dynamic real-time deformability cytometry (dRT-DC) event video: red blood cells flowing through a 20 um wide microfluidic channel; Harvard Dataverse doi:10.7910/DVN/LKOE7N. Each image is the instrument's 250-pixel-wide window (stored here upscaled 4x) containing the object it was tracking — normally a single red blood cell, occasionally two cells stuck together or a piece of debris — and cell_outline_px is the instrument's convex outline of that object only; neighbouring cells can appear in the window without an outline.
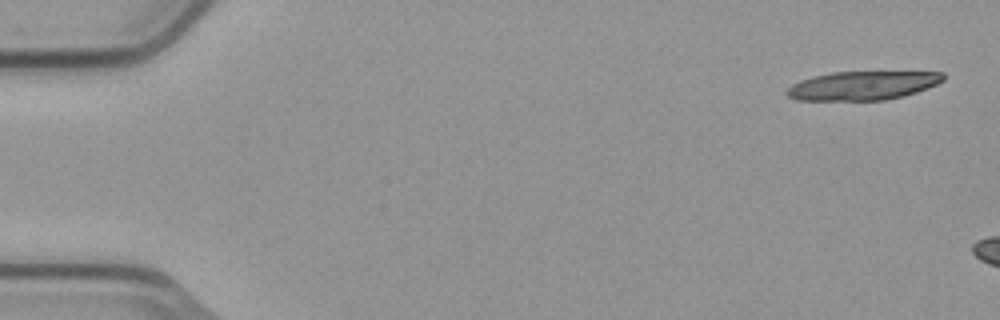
{"species": "common noctule bat (a hibernating species)", "species_latin": "Nyctalus noctula", "temperature_condition": "cold", "stored_images_in_passage": 4, "camera_frame_rate_fps": 3000, "um_per_image_px": 0.085, "animal": {"sex": "male", "body_mass_g": 23.1, "forearm_length_mm": 52.7}, "frame": {"image": 1, "passage_image": 1, "time_ms": 0.0, "image_size_px": [1000, 320], "cell_outline_px": [[944, 80], [928, 88], [904, 96], [884, 100], [796, 100], [788, 96], [784, 92], [792, 84], [800, 80], [812, 76], [832, 72], [944, 72]], "centroid_in_image_um": [73.3, 7.27], "position_along_channel_um": 11.7, "area_um2": 26.24}}